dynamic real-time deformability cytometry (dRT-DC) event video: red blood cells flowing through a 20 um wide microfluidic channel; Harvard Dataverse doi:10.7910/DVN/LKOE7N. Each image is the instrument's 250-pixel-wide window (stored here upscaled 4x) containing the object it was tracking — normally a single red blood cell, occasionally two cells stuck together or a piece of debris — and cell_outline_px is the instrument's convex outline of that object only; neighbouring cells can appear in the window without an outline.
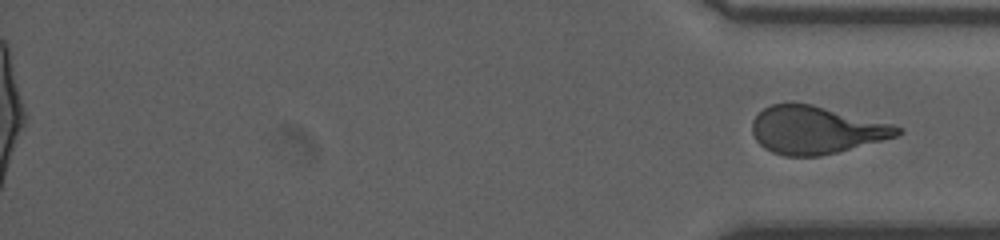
{"species": "human", "species_latin": "Homo sapiens", "temperature_condition": "room temperature", "stored_images_in_passage": 60, "segment_of_instrument_passage": [2, 2], "camera_frame_rate_fps": 3000, "um_per_image_px": 0.085, "donor": {"sex": "male"}, "frame": {"image": 1, "passage_image": 60, "time_ms": 19.667, "image_size_px": [1000, 240], "cell_outline_px": [[904, 132], [896, 136], [836, 152], [820, 156], [784, 156], [772, 152], [764, 148], [756, 140], [752, 132], [752, 120], [764, 108], [772, 104], [792, 100], [812, 104], [892, 124], [904, 128]], "centroid_in_image_um": [69.32, 11.02], "position_along_channel_um": 365.9, "area_um2": 40.52}}